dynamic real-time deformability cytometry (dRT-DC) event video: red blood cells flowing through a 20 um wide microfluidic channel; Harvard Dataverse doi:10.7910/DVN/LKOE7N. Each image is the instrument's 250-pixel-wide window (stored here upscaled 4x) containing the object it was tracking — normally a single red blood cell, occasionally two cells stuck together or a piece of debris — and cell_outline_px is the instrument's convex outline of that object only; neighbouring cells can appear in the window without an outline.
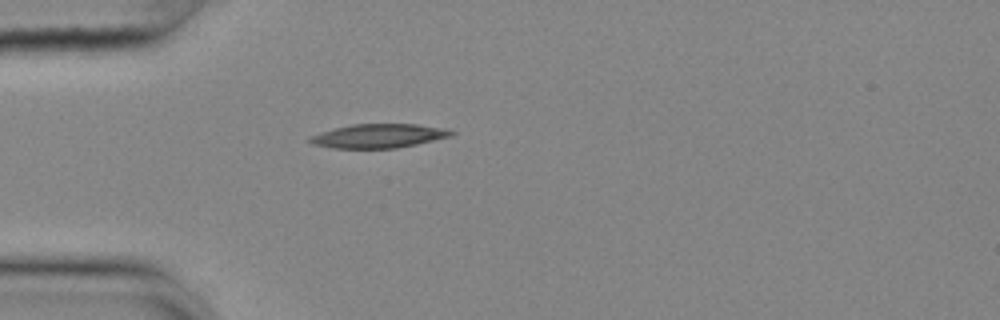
{"species": "common noctule bat (a hibernating species)", "species_latin": "Nyctalus noctula", "temperature_condition": "cold", "stored_images_in_passage": 40, "camera_frame_rate_fps": 3000, "um_per_image_px": 0.085, "animal": {"sex": "female", "body_mass_g": 25.1}, "frame": {"image": 1, "passage_image": 1, "time_ms": 0.0, "image_size_px": [1000, 320], "cell_outline_px": [[456, 132], [452, 136], [416, 144], [396, 148], [332, 148], [312, 144], [308, 140], [312, 136], [320, 132], [352, 124], [416, 124], [444, 128]], "centroid_in_image_um": [32.2, 11.55], "position_along_channel_um": 52.8, "area_um2": 19.59}}
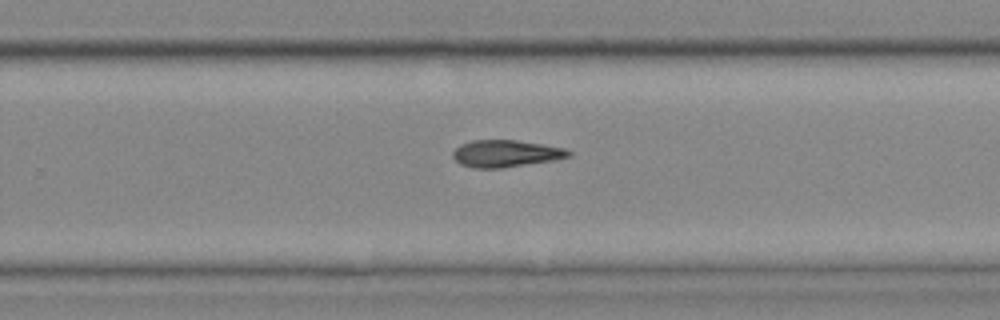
{"frame": {"image": 2, "passage_image": 21, "time_ms": 6.667, "image_size_px": [1000, 320], "cell_outline_px": [[572, 156], [552, 160], [504, 168], [472, 168], [460, 164], [452, 156], [452, 152], [460, 144], [472, 140], [516, 140], [564, 148], [572, 152]], "centroid_in_image_um": [42.96, 13.05], "position_along_channel_um": 286.8, "area_um2": 18.21}}
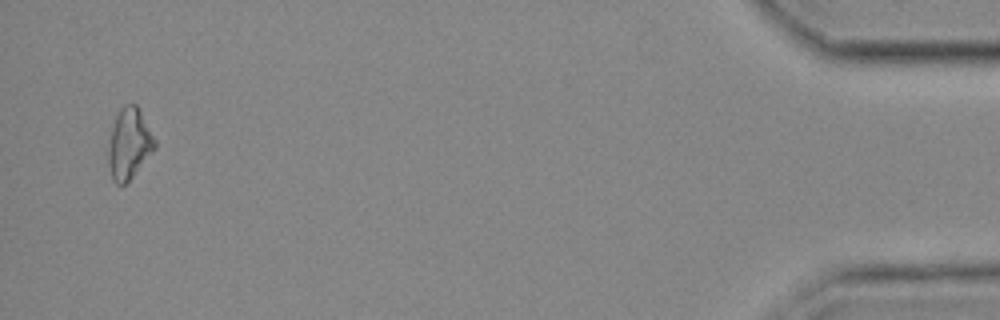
{"frame": {"image": 3, "passage_image": 39, "time_ms": 12.667, "image_size_px": [1000, 320], "cell_outline_px": [[156, 148], [132, 176], [124, 184], [116, 184], [112, 180], [108, 164], [108, 152], [112, 128], [116, 116], [120, 108], [124, 104], [136, 104], [156, 140]], "centroid_in_image_um": [10.97, 12.21], "position_along_channel_um": 424.2, "area_um2": 18.84}}